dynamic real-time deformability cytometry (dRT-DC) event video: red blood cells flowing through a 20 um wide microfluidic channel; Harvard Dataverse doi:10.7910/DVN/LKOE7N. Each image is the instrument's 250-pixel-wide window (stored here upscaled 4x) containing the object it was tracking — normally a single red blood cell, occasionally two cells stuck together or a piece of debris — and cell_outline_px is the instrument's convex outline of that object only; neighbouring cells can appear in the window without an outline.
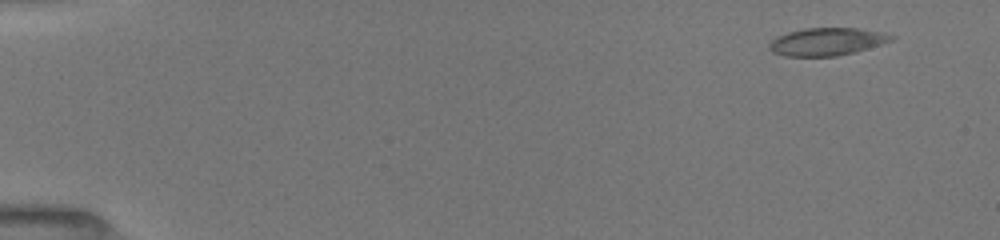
{"species": "common noctule bat (a hibernating species)", "species_latin": "Nyctalus noctula", "temperature_condition": "room temperature", "stored_images_in_passage": 45, "camera_frame_rate_fps": 3000, "um_per_image_px": 0.085, "animal": {"sex": "female", "body_mass_g": 19.5, "forearm_length_mm": 54.1}, "frame": {"image": 1, "passage_image": 3, "time_ms": 0.667, "image_size_px": [1000, 240], "cell_outline_px": [[896, 36], [892, 40], [880, 44], [852, 52], [836, 56], [784, 56], [772, 52], [768, 48], [768, 44], [776, 36], [788, 32], [804, 28], [860, 28], [884, 32]], "centroid_in_image_um": [70.25, 3.53], "position_along_channel_um": 14.7, "area_um2": 19.65}}
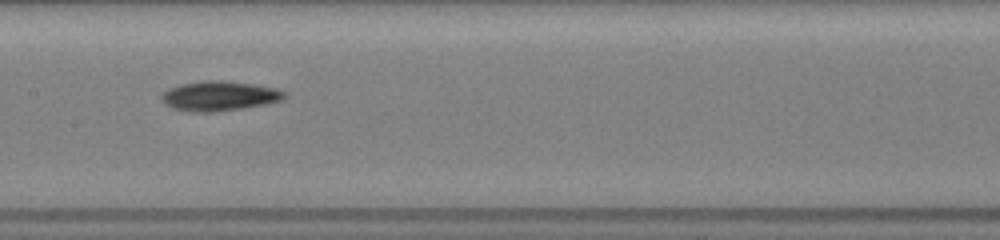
{"frame": {"image": 2, "passage_image": 26, "time_ms": 8.333, "image_size_px": [1000, 240], "cell_outline_px": [[288, 96], [284, 100], [268, 104], [240, 108], [208, 112], [196, 112], [176, 108], [168, 104], [160, 96], [168, 88], [180, 84], [204, 80], [220, 80], [252, 84], [276, 88], [288, 92]], "centroid_in_image_um": [18.74, 8.14], "position_along_channel_um": 188.7, "area_um2": 21.1}}
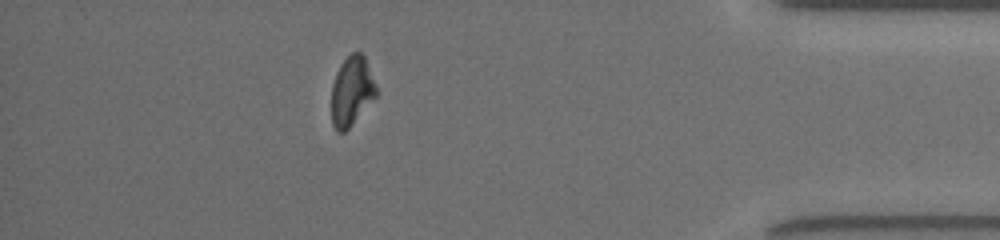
{"frame": {"image": 3, "passage_image": 45, "time_ms": 14.667, "image_size_px": [1000, 240], "cell_outline_px": [[380, 92], [348, 128], [344, 132], [336, 132], [332, 124], [332, 84], [336, 72], [340, 64], [352, 52], [360, 52], [364, 56]], "centroid_in_image_um": [29.91, 7.73], "position_along_channel_um": 405.3, "area_um2": 18.15}, "authors_computed_cell_mechanics": {"area_um2": 19.652, "velocity_mm_per_s": 4.0197, "shape_relaxation_time_tau1_ms": 4.2641, "shape_relaxation_time_tau2_ms": null, "deformation_change_tau1": 0.1473, "deformation_change_tau2": null}}